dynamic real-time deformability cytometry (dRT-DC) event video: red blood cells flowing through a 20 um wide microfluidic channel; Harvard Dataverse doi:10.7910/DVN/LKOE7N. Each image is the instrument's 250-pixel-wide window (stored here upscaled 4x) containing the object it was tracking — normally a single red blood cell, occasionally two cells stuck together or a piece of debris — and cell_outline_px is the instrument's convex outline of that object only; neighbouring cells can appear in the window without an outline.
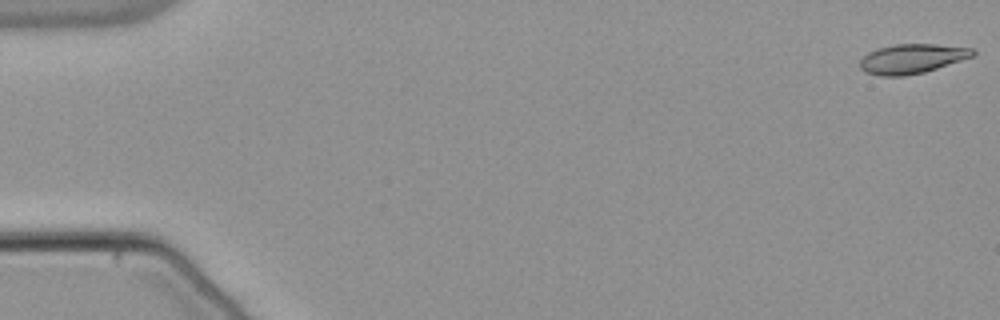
{"species": "common noctule bat (a hibernating species)", "species_latin": "Nyctalus noctula", "temperature_condition": "warm", "stored_images_in_passage": 54, "camera_frame_rate_fps": 3000, "um_per_image_px": 0.085, "animal": {"sex": "male", "body_mass_g": 21.5, "forearm_length_mm": 52.0}, "frame": {"image": 1, "passage_image": 1, "time_ms": 0.0, "image_size_px": [1000, 320], "cell_outline_px": [[976, 52], [972, 56], [924, 72], [904, 76], [880, 76], [864, 72], [860, 68], [860, 60], [868, 52], [880, 48], [896, 44], [936, 44], [976, 48]], "centroid_in_image_um": [77.51, 4.99], "position_along_channel_um": 7.5, "area_um2": 19.31}}
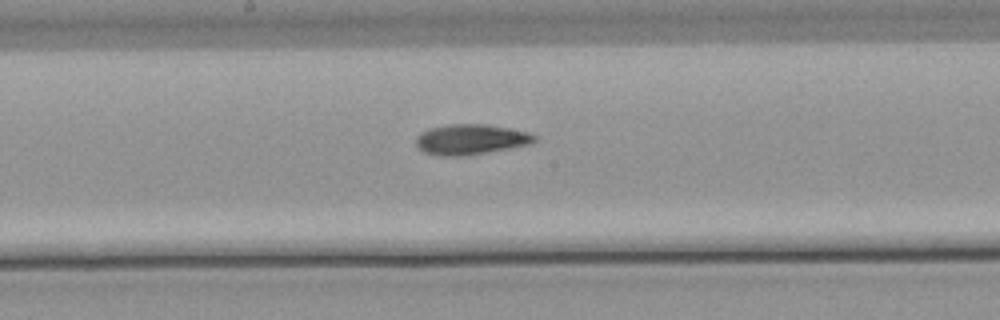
{"frame": {"image": 2, "passage_image": 29, "time_ms": 9.333, "image_size_px": [1000, 320], "cell_outline_px": [[536, 140], [528, 144], [488, 152], [464, 156], [440, 156], [424, 152], [416, 148], [416, 136], [428, 128], [448, 124], [488, 124], [528, 132], [536, 136]], "centroid_in_image_um": [39.95, 11.85], "position_along_channel_um": 208.2, "area_um2": 20.98}}
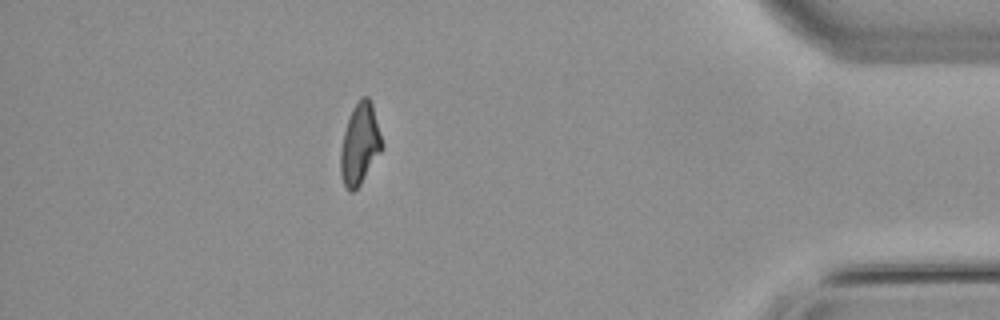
{"frame": {"image": 3, "passage_image": 48, "time_ms": 15.667, "image_size_px": [1000, 320], "cell_outline_px": [[384, 148], [360, 184], [352, 192], [348, 192], [344, 184], [340, 172], [340, 148], [344, 132], [352, 108], [360, 96], [368, 96], [372, 104], [384, 144]], "centroid_in_image_um": [30.59, 12.23], "position_along_channel_um": 404.6, "area_um2": 19.71}, "authors_computed_cell_mechanics": {"area_um2": 19.9988, "velocity_mm_per_s": 3.8153, "shape_relaxation_time_tau1_ms": 8.2904, "shape_relaxation_time_tau2_ms": 4.496, "deformation_change_tau1": 0.2199, "deformation_change_tau2": 0.1263}}